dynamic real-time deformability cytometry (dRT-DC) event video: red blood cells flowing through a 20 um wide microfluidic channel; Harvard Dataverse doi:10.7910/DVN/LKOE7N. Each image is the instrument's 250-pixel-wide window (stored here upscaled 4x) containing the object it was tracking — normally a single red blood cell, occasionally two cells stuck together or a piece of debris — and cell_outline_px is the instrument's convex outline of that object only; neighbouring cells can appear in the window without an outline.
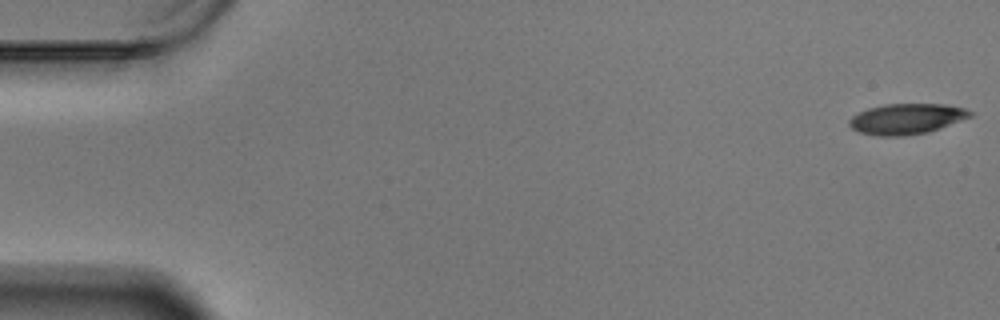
{"species": "Egyptian fruit bat (a non-hibernating species)", "species_latin": "Rousettus aegyptiacus", "temperature_condition": "warm", "stored_images_in_passage": 59, "camera_frame_rate_fps": 3000, "um_per_image_px": 0.085, "animal": {"sex": "male"}, "frame": {"image": 1, "passage_image": 1, "time_ms": 0.0, "image_size_px": [1000, 320], "cell_outline_px": [[972, 116], [940, 128], [928, 132], [904, 136], [876, 136], [860, 132], [852, 128], [848, 124], [848, 120], [852, 116], [868, 108], [884, 104], [944, 104], [964, 108], [972, 112]], "centroid_in_image_um": [77.03, 10.1], "position_along_channel_um": 8.0, "area_um2": 21.5}}
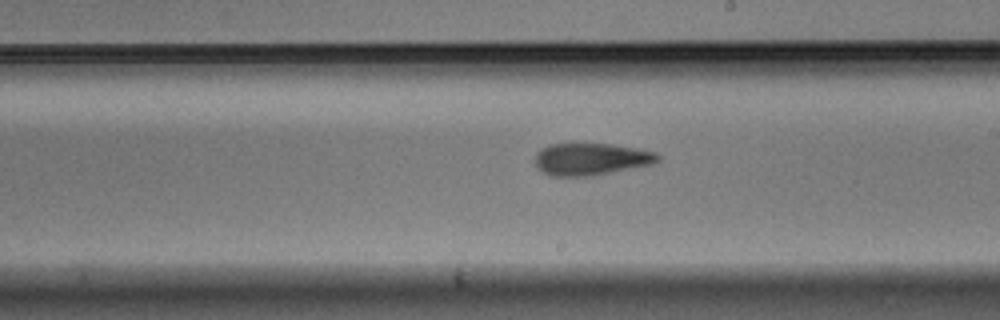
{"frame": {"image": 2, "passage_image": 34, "time_ms": 11.0, "image_size_px": [1000, 320], "cell_outline_px": [[660, 160], [652, 164], [592, 176], [552, 176], [536, 168], [536, 152], [540, 148], [548, 144], [612, 144], [636, 148], [656, 152], [660, 156]], "centroid_in_image_um": [50.23, 13.52], "position_along_channel_um": 238.8, "area_um2": 23.0}}
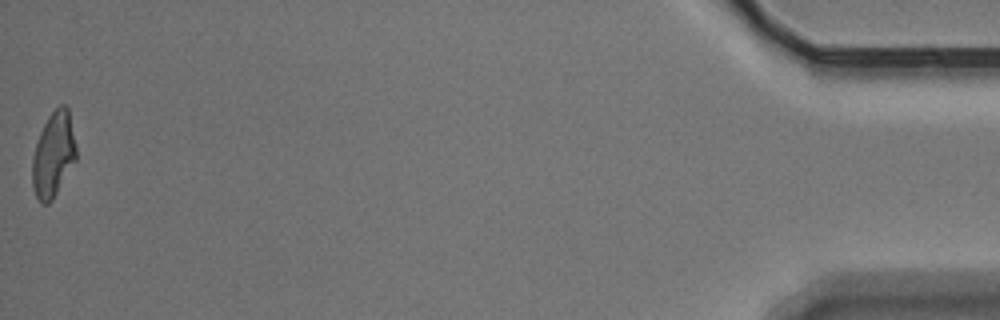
{"frame": {"image": 3, "passage_image": 59, "time_ms": 19.333, "image_size_px": [1000, 320], "cell_outline_px": [[76, 160], [52, 200], [48, 204], [40, 204], [36, 196], [32, 184], [32, 156], [40, 132], [48, 116], [60, 104], [64, 104], [68, 108], [76, 144]], "centroid_in_image_um": [4.53, 13.15], "position_along_channel_um": 430.7, "area_um2": 21.73}, "authors_computed_cell_mechanics": {"area_um2": 22.542, "velocity_mm_per_s": 3.4338, "shape_relaxation_time_tau1_ms": null, "shape_relaxation_time_tau2_ms": 4.3514, "deformation_change_tau1": null, "deformation_change_tau2": 0.1352}}